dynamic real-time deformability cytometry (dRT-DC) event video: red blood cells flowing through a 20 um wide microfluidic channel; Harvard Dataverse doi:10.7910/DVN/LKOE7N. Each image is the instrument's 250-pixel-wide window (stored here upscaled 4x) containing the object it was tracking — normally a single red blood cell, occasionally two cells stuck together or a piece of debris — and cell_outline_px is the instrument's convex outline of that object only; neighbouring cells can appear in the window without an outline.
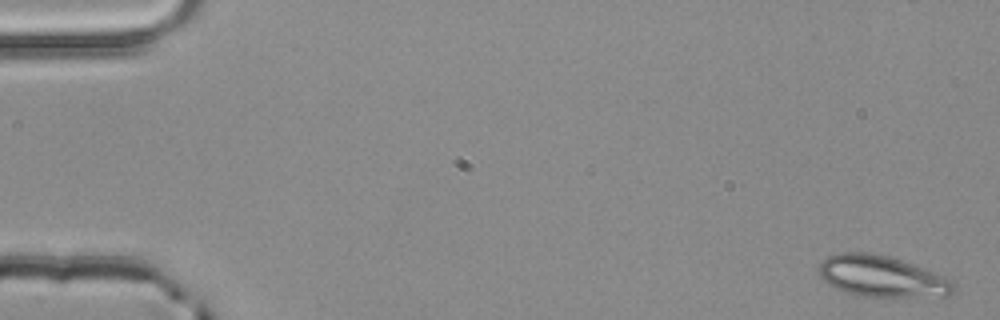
{"species": "common noctule bat (a hibernating species)", "species_latin": "Nyctalus noctula", "temperature_condition": "room temperature", "stored_images_in_passage": 4, "camera_frame_rate_fps": 3000, "um_per_image_px": 0.085, "animal": {"sex": "male", "body_mass_g": 20.4}, "frame": {"image": 1, "passage_image": 1, "time_ms": 0.0, "image_size_px": [1000, 320], "cell_outline_px": [[956, 292], [948, 296], [864, 296], [844, 292], [828, 284], [820, 276], [820, 264], [828, 256], [840, 252], [868, 252], [888, 256], [936, 272], [952, 280], [956, 284]], "centroid_in_image_um": [75.0, 23.49], "position_along_channel_um": 10.0, "area_um2": 32.25}}